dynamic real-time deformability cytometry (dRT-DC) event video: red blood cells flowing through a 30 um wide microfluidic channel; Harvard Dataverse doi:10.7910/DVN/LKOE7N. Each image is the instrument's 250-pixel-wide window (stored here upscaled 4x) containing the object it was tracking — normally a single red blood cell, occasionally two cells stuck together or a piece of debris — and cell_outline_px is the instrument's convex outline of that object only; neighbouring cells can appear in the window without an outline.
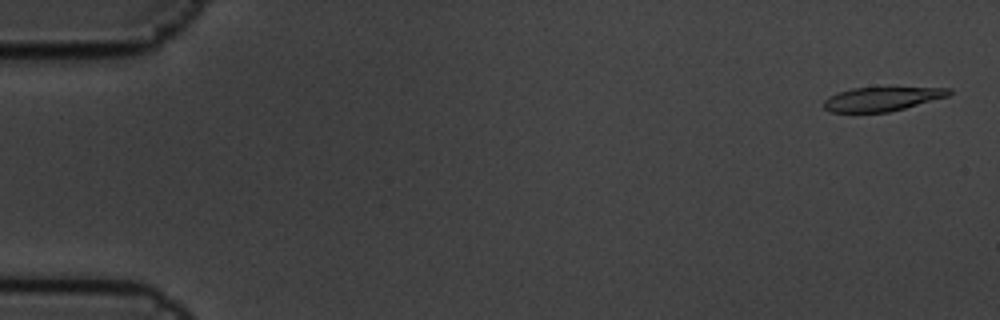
{"species": "common noctule bat (a hibernating species)", "species_latin": "Nyctalus noctula", "temperature_condition": "cold", "stored_images_in_passage": 5, "camera_frame_rate_fps": 3000, "um_per_image_px": 0.085, "animal": {"sex": "male", "body_mass_g": 19.5, "forearm_length_mm": 54.6}, "frame": {"image": 1, "passage_image": 1, "time_ms": 0.0, "image_size_px": [1000, 320], "cell_outline_px": [[952, 92], [948, 96], [904, 108], [888, 112], [828, 112], [824, 108], [824, 100], [828, 96], [852, 88], [952, 88]], "centroid_in_image_um": [74.93, 8.42], "position_along_channel_um": 10.1, "area_um2": 17.22}}
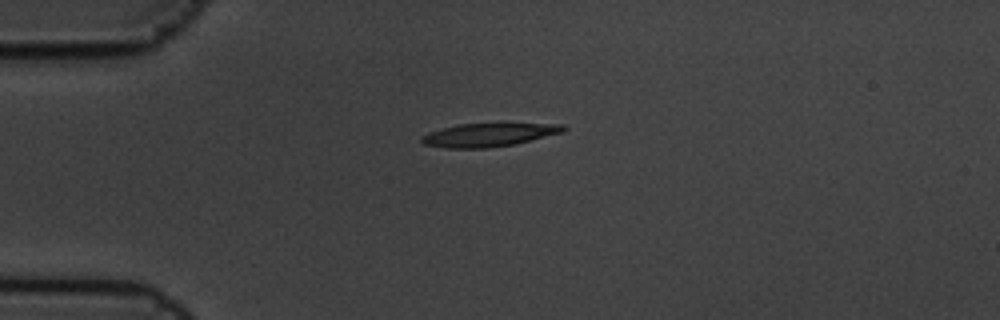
{"frame": {"image": 2, "passage_image": 4, "time_ms": 1.0, "image_size_px": [1000, 320], "cell_outline_px": [[568, 128], [564, 132], [512, 144], [488, 148], [448, 148], [424, 144], [420, 140], [420, 136], [428, 132], [440, 128], [460, 124], [500, 120], [564, 124]], "centroid_in_image_um": [41.62, 11.39], "position_along_channel_um": 43.4, "area_um2": 20.58}}